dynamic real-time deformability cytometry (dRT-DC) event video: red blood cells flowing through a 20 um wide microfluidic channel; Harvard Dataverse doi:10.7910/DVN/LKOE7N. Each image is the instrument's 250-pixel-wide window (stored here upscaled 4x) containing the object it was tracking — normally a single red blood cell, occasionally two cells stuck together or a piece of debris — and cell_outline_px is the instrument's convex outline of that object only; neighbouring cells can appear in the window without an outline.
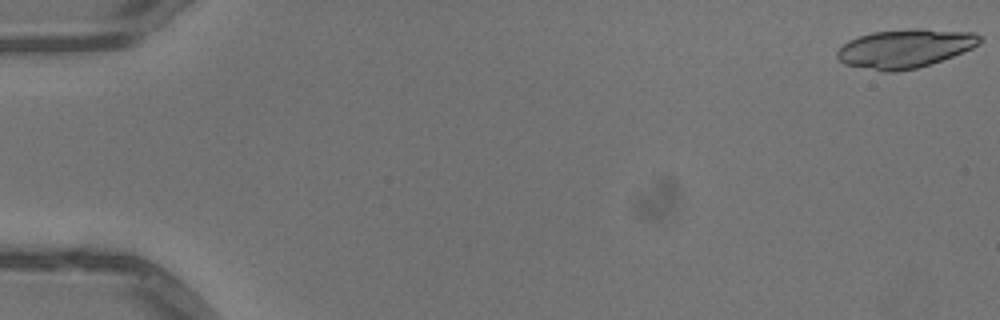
{"species": "common noctule bat (a hibernating species)", "species_latin": "Nyctalus noctula", "temperature_condition": "warm", "stored_images_in_passage": 51, "camera_frame_rate_fps": 3000, "um_per_image_px": 0.085, "animal": {"sex": "male", "body_mass_g": 13.3}, "frame": {"image": 1, "passage_image": 1, "time_ms": 0.0, "image_size_px": [1000, 320], "cell_outline_px": [[984, 40], [980, 44], [972, 48], [932, 64], [916, 68], [896, 72], [884, 72], [844, 64], [836, 56], [836, 52], [848, 40], [872, 32], [908, 28], [924, 28], [976, 32], [984, 36]], "centroid_in_image_um": [76.99, 4.1], "position_along_channel_um": 8.0, "area_um2": 32.66}}
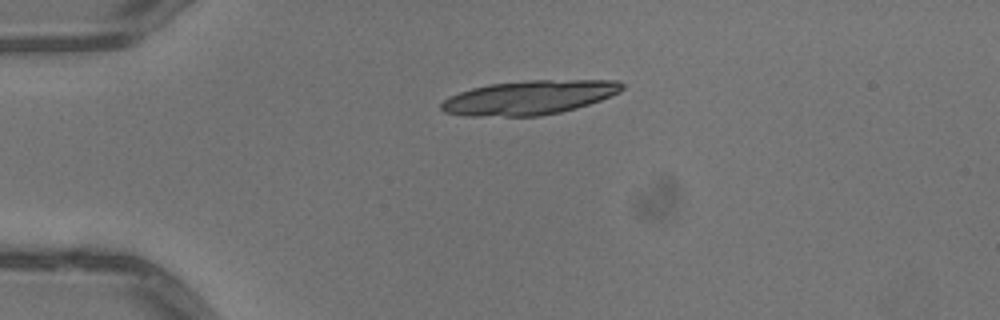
{"frame": {"image": 2, "passage_image": 13, "time_ms": 4.0, "image_size_px": [1000, 320], "cell_outline_px": [[624, 88], [620, 92], [600, 100], [576, 108], [560, 112], [540, 116], [464, 116], [444, 112], [440, 108], [440, 104], [448, 96], [472, 88], [488, 84], [524, 80], [616, 80], [624, 84]], "centroid_in_image_um": [44.96, 8.29], "position_along_channel_um": 40.0, "area_um2": 36.13}}